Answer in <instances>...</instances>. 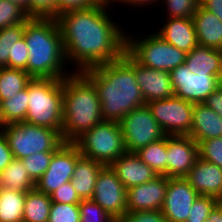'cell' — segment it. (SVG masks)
Masks as SVG:
<instances>
[{"label":"cell","mask_w":222,"mask_h":222,"mask_svg":"<svg viewBox=\"0 0 222 222\" xmlns=\"http://www.w3.org/2000/svg\"><path fill=\"white\" fill-rule=\"evenodd\" d=\"M55 151L34 153L22 160L30 178L36 183L49 167Z\"/></svg>","instance_id":"obj_33"},{"label":"cell","mask_w":222,"mask_h":222,"mask_svg":"<svg viewBox=\"0 0 222 222\" xmlns=\"http://www.w3.org/2000/svg\"><path fill=\"white\" fill-rule=\"evenodd\" d=\"M14 159L11 149L4 134L0 131V172L3 171Z\"/></svg>","instance_id":"obj_45"},{"label":"cell","mask_w":222,"mask_h":222,"mask_svg":"<svg viewBox=\"0 0 222 222\" xmlns=\"http://www.w3.org/2000/svg\"><path fill=\"white\" fill-rule=\"evenodd\" d=\"M10 1L23 8L27 14V5L29 0H10Z\"/></svg>","instance_id":"obj_49"},{"label":"cell","mask_w":222,"mask_h":222,"mask_svg":"<svg viewBox=\"0 0 222 222\" xmlns=\"http://www.w3.org/2000/svg\"><path fill=\"white\" fill-rule=\"evenodd\" d=\"M192 18L198 45L222 50V21L200 5Z\"/></svg>","instance_id":"obj_22"},{"label":"cell","mask_w":222,"mask_h":222,"mask_svg":"<svg viewBox=\"0 0 222 222\" xmlns=\"http://www.w3.org/2000/svg\"><path fill=\"white\" fill-rule=\"evenodd\" d=\"M158 175L167 177V136L135 152Z\"/></svg>","instance_id":"obj_30"},{"label":"cell","mask_w":222,"mask_h":222,"mask_svg":"<svg viewBox=\"0 0 222 222\" xmlns=\"http://www.w3.org/2000/svg\"><path fill=\"white\" fill-rule=\"evenodd\" d=\"M137 37V41L126 35L125 51L140 65L157 70L171 72L185 63L186 52L165 41L157 33Z\"/></svg>","instance_id":"obj_8"},{"label":"cell","mask_w":222,"mask_h":222,"mask_svg":"<svg viewBox=\"0 0 222 222\" xmlns=\"http://www.w3.org/2000/svg\"><path fill=\"white\" fill-rule=\"evenodd\" d=\"M218 202L214 197L199 195L190 208L186 222H205Z\"/></svg>","instance_id":"obj_37"},{"label":"cell","mask_w":222,"mask_h":222,"mask_svg":"<svg viewBox=\"0 0 222 222\" xmlns=\"http://www.w3.org/2000/svg\"><path fill=\"white\" fill-rule=\"evenodd\" d=\"M32 77L24 70L0 68V103L24 90Z\"/></svg>","instance_id":"obj_29"},{"label":"cell","mask_w":222,"mask_h":222,"mask_svg":"<svg viewBox=\"0 0 222 222\" xmlns=\"http://www.w3.org/2000/svg\"><path fill=\"white\" fill-rule=\"evenodd\" d=\"M28 48L24 36L12 48V57H9V68L21 69L27 72Z\"/></svg>","instance_id":"obj_40"},{"label":"cell","mask_w":222,"mask_h":222,"mask_svg":"<svg viewBox=\"0 0 222 222\" xmlns=\"http://www.w3.org/2000/svg\"><path fill=\"white\" fill-rule=\"evenodd\" d=\"M81 73L97 91L103 121L120 122L132 110L146 105L134 67L123 56Z\"/></svg>","instance_id":"obj_2"},{"label":"cell","mask_w":222,"mask_h":222,"mask_svg":"<svg viewBox=\"0 0 222 222\" xmlns=\"http://www.w3.org/2000/svg\"><path fill=\"white\" fill-rule=\"evenodd\" d=\"M26 192L0 189V222H22Z\"/></svg>","instance_id":"obj_27"},{"label":"cell","mask_w":222,"mask_h":222,"mask_svg":"<svg viewBox=\"0 0 222 222\" xmlns=\"http://www.w3.org/2000/svg\"><path fill=\"white\" fill-rule=\"evenodd\" d=\"M23 36L29 53L27 73L32 78L64 79L69 76L63 72L66 56L56 19L29 18Z\"/></svg>","instance_id":"obj_3"},{"label":"cell","mask_w":222,"mask_h":222,"mask_svg":"<svg viewBox=\"0 0 222 222\" xmlns=\"http://www.w3.org/2000/svg\"><path fill=\"white\" fill-rule=\"evenodd\" d=\"M52 202L65 203V204H79L80 197L77 195L71 181L64 183L57 188L51 195Z\"/></svg>","instance_id":"obj_42"},{"label":"cell","mask_w":222,"mask_h":222,"mask_svg":"<svg viewBox=\"0 0 222 222\" xmlns=\"http://www.w3.org/2000/svg\"><path fill=\"white\" fill-rule=\"evenodd\" d=\"M104 167L103 164L84 156L77 160L71 183L81 200L92 198L97 177Z\"/></svg>","instance_id":"obj_24"},{"label":"cell","mask_w":222,"mask_h":222,"mask_svg":"<svg viewBox=\"0 0 222 222\" xmlns=\"http://www.w3.org/2000/svg\"><path fill=\"white\" fill-rule=\"evenodd\" d=\"M166 4L169 17L192 18L199 6V0H160Z\"/></svg>","instance_id":"obj_38"},{"label":"cell","mask_w":222,"mask_h":222,"mask_svg":"<svg viewBox=\"0 0 222 222\" xmlns=\"http://www.w3.org/2000/svg\"><path fill=\"white\" fill-rule=\"evenodd\" d=\"M111 1H112V2H113V1H114V2H116V1L118 2V1H119V2L122 3V4H123V2H124V3L130 4V5H132V6L134 5V7H138L137 5L140 4V5H139V7H140V6H142V5H143V6H145V5L147 6V4L149 5V3H150V4H151V3H155V2L158 3L157 1H160V0H110L109 2L111 3ZM141 4H142V5H141Z\"/></svg>","instance_id":"obj_48"},{"label":"cell","mask_w":222,"mask_h":222,"mask_svg":"<svg viewBox=\"0 0 222 222\" xmlns=\"http://www.w3.org/2000/svg\"><path fill=\"white\" fill-rule=\"evenodd\" d=\"M122 56L134 67L136 81L146 103L174 96L170 72L144 67L126 51Z\"/></svg>","instance_id":"obj_15"},{"label":"cell","mask_w":222,"mask_h":222,"mask_svg":"<svg viewBox=\"0 0 222 222\" xmlns=\"http://www.w3.org/2000/svg\"><path fill=\"white\" fill-rule=\"evenodd\" d=\"M110 4L69 10L56 18L66 61L76 62V72L115 61L125 52L126 33L107 14Z\"/></svg>","instance_id":"obj_1"},{"label":"cell","mask_w":222,"mask_h":222,"mask_svg":"<svg viewBox=\"0 0 222 222\" xmlns=\"http://www.w3.org/2000/svg\"><path fill=\"white\" fill-rule=\"evenodd\" d=\"M119 222H168L161 210L126 212Z\"/></svg>","instance_id":"obj_41"},{"label":"cell","mask_w":222,"mask_h":222,"mask_svg":"<svg viewBox=\"0 0 222 222\" xmlns=\"http://www.w3.org/2000/svg\"><path fill=\"white\" fill-rule=\"evenodd\" d=\"M14 158L23 159L34 153L56 151L63 143L57 130L26 122L9 123L0 127Z\"/></svg>","instance_id":"obj_6"},{"label":"cell","mask_w":222,"mask_h":222,"mask_svg":"<svg viewBox=\"0 0 222 222\" xmlns=\"http://www.w3.org/2000/svg\"><path fill=\"white\" fill-rule=\"evenodd\" d=\"M120 125L127 152H137L166 136L147 105L126 114Z\"/></svg>","instance_id":"obj_9"},{"label":"cell","mask_w":222,"mask_h":222,"mask_svg":"<svg viewBox=\"0 0 222 222\" xmlns=\"http://www.w3.org/2000/svg\"><path fill=\"white\" fill-rule=\"evenodd\" d=\"M91 199L118 222L127 212V189L109 166L100 171Z\"/></svg>","instance_id":"obj_13"},{"label":"cell","mask_w":222,"mask_h":222,"mask_svg":"<svg viewBox=\"0 0 222 222\" xmlns=\"http://www.w3.org/2000/svg\"><path fill=\"white\" fill-rule=\"evenodd\" d=\"M27 15L29 18L56 19V0H29L27 5Z\"/></svg>","instance_id":"obj_39"},{"label":"cell","mask_w":222,"mask_h":222,"mask_svg":"<svg viewBox=\"0 0 222 222\" xmlns=\"http://www.w3.org/2000/svg\"><path fill=\"white\" fill-rule=\"evenodd\" d=\"M185 65L195 75H216L222 80V50L196 46L186 54Z\"/></svg>","instance_id":"obj_23"},{"label":"cell","mask_w":222,"mask_h":222,"mask_svg":"<svg viewBox=\"0 0 222 222\" xmlns=\"http://www.w3.org/2000/svg\"><path fill=\"white\" fill-rule=\"evenodd\" d=\"M48 222H80L79 204L52 202Z\"/></svg>","instance_id":"obj_35"},{"label":"cell","mask_w":222,"mask_h":222,"mask_svg":"<svg viewBox=\"0 0 222 222\" xmlns=\"http://www.w3.org/2000/svg\"><path fill=\"white\" fill-rule=\"evenodd\" d=\"M199 5L222 21V0H199Z\"/></svg>","instance_id":"obj_46"},{"label":"cell","mask_w":222,"mask_h":222,"mask_svg":"<svg viewBox=\"0 0 222 222\" xmlns=\"http://www.w3.org/2000/svg\"><path fill=\"white\" fill-rule=\"evenodd\" d=\"M199 194L185 178H169L161 212L168 222H186Z\"/></svg>","instance_id":"obj_14"},{"label":"cell","mask_w":222,"mask_h":222,"mask_svg":"<svg viewBox=\"0 0 222 222\" xmlns=\"http://www.w3.org/2000/svg\"><path fill=\"white\" fill-rule=\"evenodd\" d=\"M206 107L213 109L222 118V83L203 102Z\"/></svg>","instance_id":"obj_44"},{"label":"cell","mask_w":222,"mask_h":222,"mask_svg":"<svg viewBox=\"0 0 222 222\" xmlns=\"http://www.w3.org/2000/svg\"><path fill=\"white\" fill-rule=\"evenodd\" d=\"M157 34L168 43L189 53L198 46L193 18H167ZM165 24V25H164Z\"/></svg>","instance_id":"obj_20"},{"label":"cell","mask_w":222,"mask_h":222,"mask_svg":"<svg viewBox=\"0 0 222 222\" xmlns=\"http://www.w3.org/2000/svg\"><path fill=\"white\" fill-rule=\"evenodd\" d=\"M205 222H222V201L214 206Z\"/></svg>","instance_id":"obj_47"},{"label":"cell","mask_w":222,"mask_h":222,"mask_svg":"<svg viewBox=\"0 0 222 222\" xmlns=\"http://www.w3.org/2000/svg\"><path fill=\"white\" fill-rule=\"evenodd\" d=\"M198 157V143L189 135L167 136V177L185 178Z\"/></svg>","instance_id":"obj_16"},{"label":"cell","mask_w":222,"mask_h":222,"mask_svg":"<svg viewBox=\"0 0 222 222\" xmlns=\"http://www.w3.org/2000/svg\"><path fill=\"white\" fill-rule=\"evenodd\" d=\"M168 177L158 175L153 180L127 189V212L160 210L166 194Z\"/></svg>","instance_id":"obj_17"},{"label":"cell","mask_w":222,"mask_h":222,"mask_svg":"<svg viewBox=\"0 0 222 222\" xmlns=\"http://www.w3.org/2000/svg\"><path fill=\"white\" fill-rule=\"evenodd\" d=\"M81 156L75 143L64 142L54 152L48 169L35 183V188L50 196L61 185L71 181L76 162Z\"/></svg>","instance_id":"obj_11"},{"label":"cell","mask_w":222,"mask_h":222,"mask_svg":"<svg viewBox=\"0 0 222 222\" xmlns=\"http://www.w3.org/2000/svg\"><path fill=\"white\" fill-rule=\"evenodd\" d=\"M57 1V17L69 10L87 9L97 5H101L104 0H56Z\"/></svg>","instance_id":"obj_43"},{"label":"cell","mask_w":222,"mask_h":222,"mask_svg":"<svg viewBox=\"0 0 222 222\" xmlns=\"http://www.w3.org/2000/svg\"><path fill=\"white\" fill-rule=\"evenodd\" d=\"M26 123L57 130L62 136L63 79H36L28 83Z\"/></svg>","instance_id":"obj_5"},{"label":"cell","mask_w":222,"mask_h":222,"mask_svg":"<svg viewBox=\"0 0 222 222\" xmlns=\"http://www.w3.org/2000/svg\"><path fill=\"white\" fill-rule=\"evenodd\" d=\"M103 121L101 103L94 85L81 73L63 79L62 139L74 143Z\"/></svg>","instance_id":"obj_4"},{"label":"cell","mask_w":222,"mask_h":222,"mask_svg":"<svg viewBox=\"0 0 222 222\" xmlns=\"http://www.w3.org/2000/svg\"><path fill=\"white\" fill-rule=\"evenodd\" d=\"M0 189L28 192L35 189V183L30 178L28 171L21 159L13 161L0 172Z\"/></svg>","instance_id":"obj_25"},{"label":"cell","mask_w":222,"mask_h":222,"mask_svg":"<svg viewBox=\"0 0 222 222\" xmlns=\"http://www.w3.org/2000/svg\"><path fill=\"white\" fill-rule=\"evenodd\" d=\"M109 167L126 189L153 180L158 174L144 163L135 152H125Z\"/></svg>","instance_id":"obj_19"},{"label":"cell","mask_w":222,"mask_h":222,"mask_svg":"<svg viewBox=\"0 0 222 222\" xmlns=\"http://www.w3.org/2000/svg\"><path fill=\"white\" fill-rule=\"evenodd\" d=\"M189 136L197 143L222 137V118L202 103L194 104L193 120Z\"/></svg>","instance_id":"obj_21"},{"label":"cell","mask_w":222,"mask_h":222,"mask_svg":"<svg viewBox=\"0 0 222 222\" xmlns=\"http://www.w3.org/2000/svg\"><path fill=\"white\" fill-rule=\"evenodd\" d=\"M170 76L174 96L194 104L202 103L222 83L216 75H195L185 63L173 69Z\"/></svg>","instance_id":"obj_12"},{"label":"cell","mask_w":222,"mask_h":222,"mask_svg":"<svg viewBox=\"0 0 222 222\" xmlns=\"http://www.w3.org/2000/svg\"><path fill=\"white\" fill-rule=\"evenodd\" d=\"M25 22L0 29V68H9V57H12V48L23 37Z\"/></svg>","instance_id":"obj_31"},{"label":"cell","mask_w":222,"mask_h":222,"mask_svg":"<svg viewBox=\"0 0 222 222\" xmlns=\"http://www.w3.org/2000/svg\"><path fill=\"white\" fill-rule=\"evenodd\" d=\"M82 156L109 166L126 152L120 122L102 121L75 142Z\"/></svg>","instance_id":"obj_7"},{"label":"cell","mask_w":222,"mask_h":222,"mask_svg":"<svg viewBox=\"0 0 222 222\" xmlns=\"http://www.w3.org/2000/svg\"><path fill=\"white\" fill-rule=\"evenodd\" d=\"M198 154L202 160L222 168V137L200 141L198 143Z\"/></svg>","instance_id":"obj_36"},{"label":"cell","mask_w":222,"mask_h":222,"mask_svg":"<svg viewBox=\"0 0 222 222\" xmlns=\"http://www.w3.org/2000/svg\"><path fill=\"white\" fill-rule=\"evenodd\" d=\"M28 19L23 8L10 0H0V29L24 23Z\"/></svg>","instance_id":"obj_32"},{"label":"cell","mask_w":222,"mask_h":222,"mask_svg":"<svg viewBox=\"0 0 222 222\" xmlns=\"http://www.w3.org/2000/svg\"><path fill=\"white\" fill-rule=\"evenodd\" d=\"M79 210L80 222H118L92 199H82Z\"/></svg>","instance_id":"obj_34"},{"label":"cell","mask_w":222,"mask_h":222,"mask_svg":"<svg viewBox=\"0 0 222 222\" xmlns=\"http://www.w3.org/2000/svg\"><path fill=\"white\" fill-rule=\"evenodd\" d=\"M51 197L36 188L26 192L22 222H48Z\"/></svg>","instance_id":"obj_26"},{"label":"cell","mask_w":222,"mask_h":222,"mask_svg":"<svg viewBox=\"0 0 222 222\" xmlns=\"http://www.w3.org/2000/svg\"><path fill=\"white\" fill-rule=\"evenodd\" d=\"M28 84L27 87L15 94L10 99L0 103V127L9 123L23 122L28 109Z\"/></svg>","instance_id":"obj_28"},{"label":"cell","mask_w":222,"mask_h":222,"mask_svg":"<svg viewBox=\"0 0 222 222\" xmlns=\"http://www.w3.org/2000/svg\"><path fill=\"white\" fill-rule=\"evenodd\" d=\"M185 179L199 195L222 201V168L218 165L198 157Z\"/></svg>","instance_id":"obj_18"},{"label":"cell","mask_w":222,"mask_h":222,"mask_svg":"<svg viewBox=\"0 0 222 222\" xmlns=\"http://www.w3.org/2000/svg\"><path fill=\"white\" fill-rule=\"evenodd\" d=\"M146 105L166 136L189 135L194 103L172 96Z\"/></svg>","instance_id":"obj_10"}]
</instances>
